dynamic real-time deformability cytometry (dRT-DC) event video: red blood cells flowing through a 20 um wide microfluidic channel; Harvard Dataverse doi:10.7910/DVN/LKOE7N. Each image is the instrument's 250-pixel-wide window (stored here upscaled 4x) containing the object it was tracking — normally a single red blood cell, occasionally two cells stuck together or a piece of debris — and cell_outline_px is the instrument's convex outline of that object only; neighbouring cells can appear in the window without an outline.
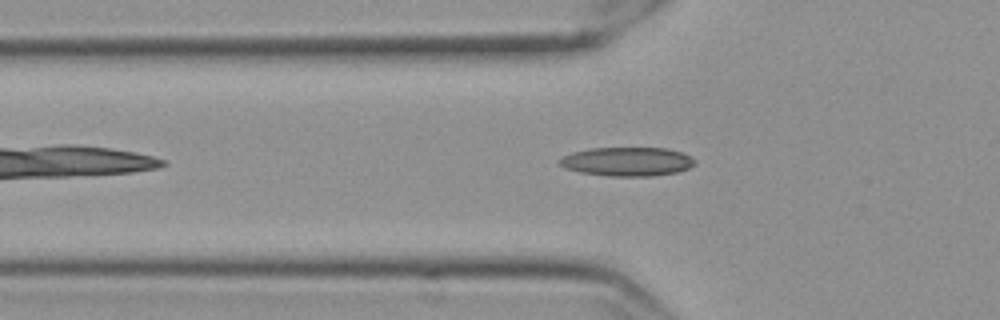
{"species": "Egyptian fruit bat (a non-hibernating species)", "species_latin": "Rousettus aegyptiacus", "temperature_condition": "cold", "stored_images_in_passage": 38, "camera_frame_rate_fps": 3000, "um_per_image_px": 0.085, "frame": {"image": 1, "passage_image": 8, "time_ms": 2.333, "image_size_px": [1000, 320], "cell_outline_px": [[696, 164], [688, 168], [676, 172], [652, 176], [608, 176], [580, 172], [564, 168], [556, 160], [572, 152], [588, 148], [668, 148], [684, 152], [692, 156], [696, 160]], "centroid_in_image_um": [53.33, 13.73], "position_along_channel_um": 72.5, "area_um2": 23.06}}
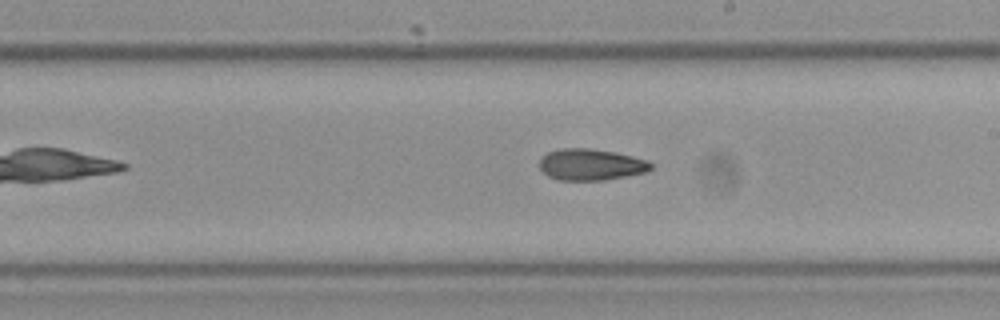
{"frame": {"image": 2, "passage_image": 22, "time_ms": 7.0, "image_size_px": [1000, 320], "cell_outline_px": [[652, 168], [648, 172], [604, 180], [556, 180], [548, 176], [540, 168], [540, 156], [548, 152], [560, 148], [588, 148], [616, 152], [648, 160], [652, 164]], "centroid_in_image_um": [50.22, 13.99], "position_along_channel_um": 238.8, "area_um2": 20.58}}
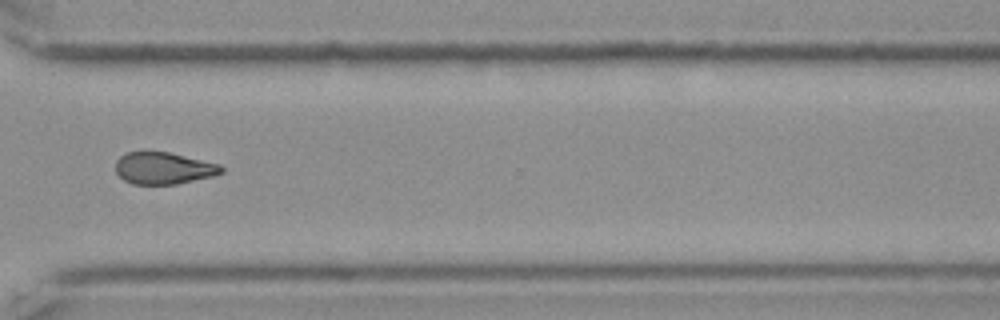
{"frame": {"image": 3, "passage_image": 32, "time_ms": 10.333, "image_size_px": [1000, 320], "cell_outline_px": [[224, 172], [212, 176], [176, 184], [132, 184], [124, 180], [116, 172], [116, 160], [124, 152], [168, 152], [220, 164], [224, 168]], "centroid_in_image_um": [13.9, 14.29], "position_along_channel_um": 356.7, "area_um2": 19.59}, "authors_computed_cell_mechanics": {"area_um2": 20.7502, "velocity_mm_per_s": 3.5406, "shape_relaxation_time_tau1_ms": 10.496, "shape_relaxation_time_tau2_ms": 7.5675, "deformation_change_tau1": 0.1933, "deformation_change_tau2": 0.1577}}